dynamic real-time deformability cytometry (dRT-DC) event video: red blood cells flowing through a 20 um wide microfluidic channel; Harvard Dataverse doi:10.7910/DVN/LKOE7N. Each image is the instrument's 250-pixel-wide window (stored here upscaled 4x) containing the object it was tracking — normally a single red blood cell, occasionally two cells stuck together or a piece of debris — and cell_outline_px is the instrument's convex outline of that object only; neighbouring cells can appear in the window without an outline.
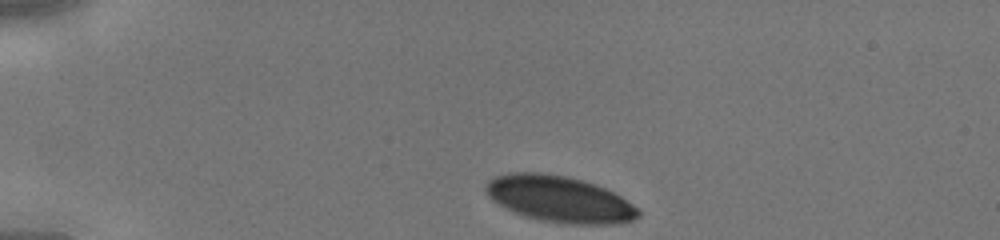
{"species": "human", "species_latin": "Homo sapiens", "temperature_condition": "cold", "stored_images_in_passage": 30, "camera_frame_rate_fps": 3000, "um_per_image_px": 0.085, "donor": {"sex": "male"}, "frame": {"image": 1, "passage_image": 1, "time_ms": 0.0, "image_size_px": [1000, 240], "cell_outline_px": [[640, 216], [632, 220], [620, 224], [564, 224], [524, 216], [492, 200], [488, 196], [484, 188], [484, 184], [488, 180], [496, 176], [508, 172], [536, 172], [564, 176], [596, 184], [620, 196], [632, 204], [640, 212]], "centroid_in_image_um": [47.54, 16.92], "position_along_channel_um": 37.5, "area_um2": 40.86}}
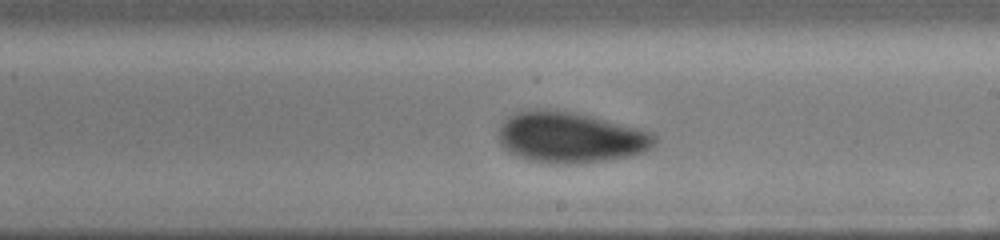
{"frame": {"image": 2, "passage_image": 18, "time_ms": 5.667, "image_size_px": [1000, 240], "cell_outline_px": [[660, 140], [656, 144], [644, 152], [632, 156], [580, 164], [552, 164], [532, 160], [516, 156], [508, 152], [500, 144], [500, 124], [508, 116], [516, 112], [532, 108], [556, 108], [576, 112], [592, 116], [652, 132]], "centroid_in_image_um": [48.49, 11.67], "position_along_channel_um": 240.5, "area_um2": 47.05}}
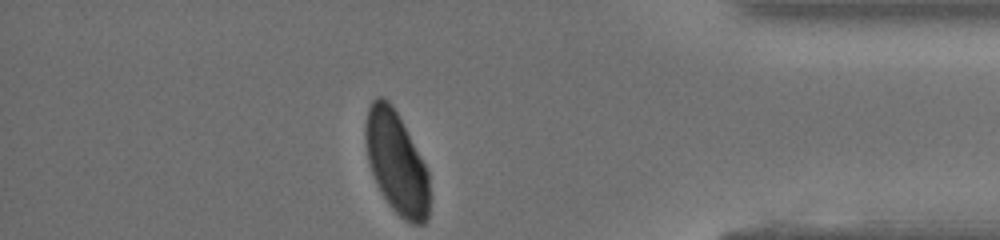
{"frame": {"image": 3, "passage_image": 30, "time_ms": 9.667, "image_size_px": [1000, 240], "cell_outline_px": [[432, 196], [428, 220], [424, 224], [412, 224], [404, 220], [388, 204], [372, 172], [368, 160], [364, 136], [364, 128], [368, 108], [372, 100], [376, 96], [380, 96], [388, 100], [392, 104], [424, 164], [428, 172]], "centroid_in_image_um": [33.72, 13.87], "position_along_channel_um": 401.5, "area_um2": 38.21}}